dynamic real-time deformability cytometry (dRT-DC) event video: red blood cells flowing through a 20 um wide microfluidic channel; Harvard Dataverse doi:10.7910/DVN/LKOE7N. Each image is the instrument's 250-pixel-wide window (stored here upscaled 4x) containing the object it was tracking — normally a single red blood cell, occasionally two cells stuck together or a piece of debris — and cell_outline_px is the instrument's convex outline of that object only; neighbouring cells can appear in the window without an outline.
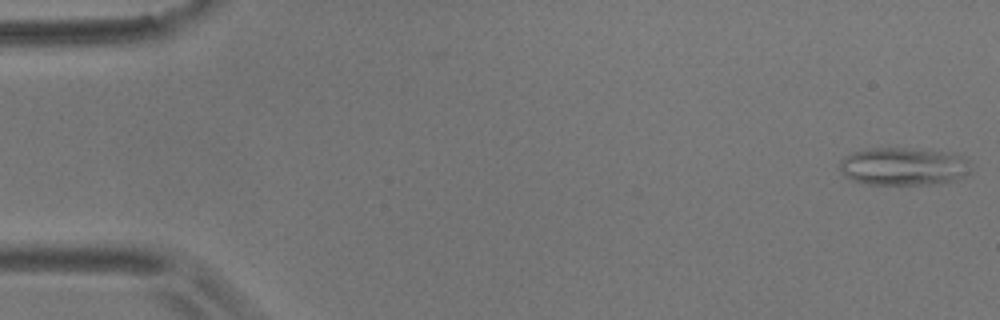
{"species": "common noctule bat (a hibernating species)", "species_latin": "Nyctalus noctula", "temperature_condition": "room temperature", "stored_images_in_passage": 27, "camera_frame_rate_fps": 3000, "um_per_image_px": 0.085, "animal": {"sex": "male", "body_mass_g": 17.9}, "frame": {"image": 1, "passage_image": 1, "time_ms": 0.0, "image_size_px": [1000, 320], "cell_outline_px": [[972, 168], [964, 176], [956, 180], [944, 184], [868, 184], [852, 180], [844, 176], [840, 172], [840, 160], [844, 156], [852, 152], [872, 148], [904, 148], [956, 152], [964, 156], [968, 160]], "centroid_in_image_um": [76.84, 14.14], "position_along_channel_um": 8.2, "area_um2": 29.48}}
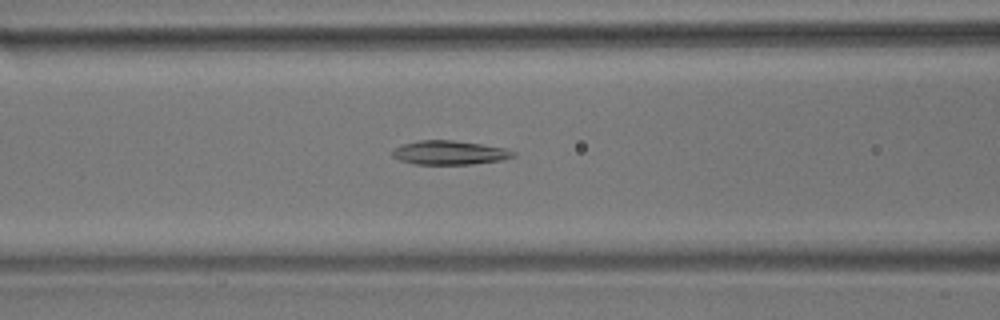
{"frame": {"image": 2, "passage_image": 22, "time_ms": 7.0, "image_size_px": [1000, 320], "cell_outline_px": [[516, 156], [500, 160], [472, 164], [416, 164], [400, 160], [392, 156], [392, 148], [404, 144], [420, 140], [452, 140], [480, 144], [504, 148], [516, 152]], "centroid_in_image_um": [38.19, 12.97], "position_along_channel_um": 128.4, "area_um2": 16.76}}
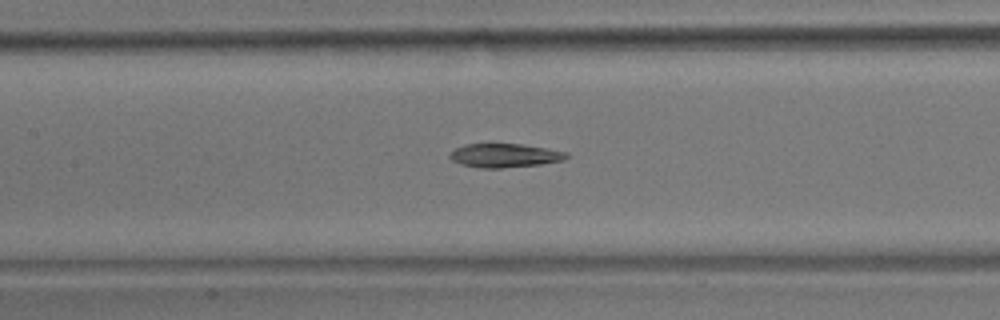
{"frame": {"image": 3, "passage_image": 25, "time_ms": 8.0, "image_size_px": [1000, 320], "cell_outline_px": [[568, 156], [564, 160], [540, 164], [500, 168], [480, 168], [460, 164], [452, 160], [448, 156], [456, 148], [464, 144], [520, 144], [568, 152]], "centroid_in_image_um": [42.88, 13.22], "position_along_channel_um": 164.5, "area_um2": 16.01}}